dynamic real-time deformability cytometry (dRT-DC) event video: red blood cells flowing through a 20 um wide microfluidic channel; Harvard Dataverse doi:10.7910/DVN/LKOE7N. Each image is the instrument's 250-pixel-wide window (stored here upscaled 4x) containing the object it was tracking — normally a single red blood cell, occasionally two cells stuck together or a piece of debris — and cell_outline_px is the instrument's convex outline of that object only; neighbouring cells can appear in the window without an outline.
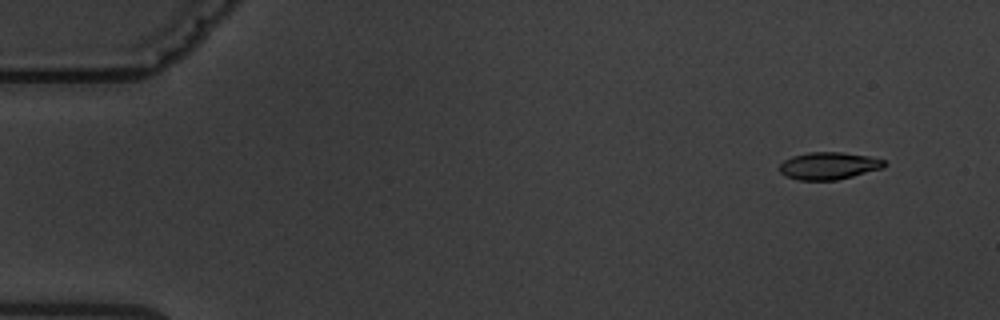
{"species": "common noctule bat (a hibernating species)", "species_latin": "Nyctalus noctula", "temperature_condition": "warm", "stored_images_in_passage": 5, "camera_frame_rate_fps": 3000, "um_per_image_px": 0.085, "animal": {"sex": "male", "body_mass_g": 19.5, "forearm_length_mm": 54.6}, "frame": {"image": 1, "passage_image": 1, "time_ms": 0.0, "image_size_px": [1000, 320], "cell_outline_px": [[888, 164], [884, 168], [836, 180], [800, 180], [784, 176], [780, 172], [780, 164], [784, 160], [792, 156], [808, 152], [840, 152], [868, 156], [884, 160]], "centroid_in_image_um": [70.44, 14.09], "position_along_channel_um": 14.6, "area_um2": 16.7}}